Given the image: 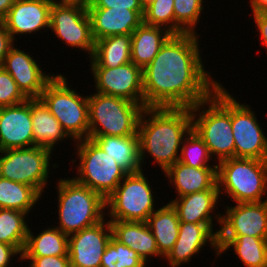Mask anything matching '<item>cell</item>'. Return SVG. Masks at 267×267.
<instances>
[{
	"mask_svg": "<svg viewBox=\"0 0 267 267\" xmlns=\"http://www.w3.org/2000/svg\"><path fill=\"white\" fill-rule=\"evenodd\" d=\"M204 0H174L175 34H197L202 11L205 10Z\"/></svg>",
	"mask_w": 267,
	"mask_h": 267,
	"instance_id": "cell-34",
	"label": "cell"
},
{
	"mask_svg": "<svg viewBox=\"0 0 267 267\" xmlns=\"http://www.w3.org/2000/svg\"><path fill=\"white\" fill-rule=\"evenodd\" d=\"M199 37L172 34L142 70L144 108H191L221 84L204 68Z\"/></svg>",
	"mask_w": 267,
	"mask_h": 267,
	"instance_id": "cell-1",
	"label": "cell"
},
{
	"mask_svg": "<svg viewBox=\"0 0 267 267\" xmlns=\"http://www.w3.org/2000/svg\"><path fill=\"white\" fill-rule=\"evenodd\" d=\"M57 181L59 223L55 227L69 236L105 219L106 200L100 194L78 183L73 177Z\"/></svg>",
	"mask_w": 267,
	"mask_h": 267,
	"instance_id": "cell-4",
	"label": "cell"
},
{
	"mask_svg": "<svg viewBox=\"0 0 267 267\" xmlns=\"http://www.w3.org/2000/svg\"><path fill=\"white\" fill-rule=\"evenodd\" d=\"M131 62V34L113 35L96 40L90 67H109Z\"/></svg>",
	"mask_w": 267,
	"mask_h": 267,
	"instance_id": "cell-28",
	"label": "cell"
},
{
	"mask_svg": "<svg viewBox=\"0 0 267 267\" xmlns=\"http://www.w3.org/2000/svg\"><path fill=\"white\" fill-rule=\"evenodd\" d=\"M14 44L5 24L0 22V67H2L6 55Z\"/></svg>",
	"mask_w": 267,
	"mask_h": 267,
	"instance_id": "cell-41",
	"label": "cell"
},
{
	"mask_svg": "<svg viewBox=\"0 0 267 267\" xmlns=\"http://www.w3.org/2000/svg\"><path fill=\"white\" fill-rule=\"evenodd\" d=\"M219 258L227 250H234L245 267L267 266V238L247 235H218ZM233 247V248H232ZM231 248V249H230Z\"/></svg>",
	"mask_w": 267,
	"mask_h": 267,
	"instance_id": "cell-24",
	"label": "cell"
},
{
	"mask_svg": "<svg viewBox=\"0 0 267 267\" xmlns=\"http://www.w3.org/2000/svg\"><path fill=\"white\" fill-rule=\"evenodd\" d=\"M31 117L34 146L45 147L54 152L61 141H73L40 98L31 99Z\"/></svg>",
	"mask_w": 267,
	"mask_h": 267,
	"instance_id": "cell-25",
	"label": "cell"
},
{
	"mask_svg": "<svg viewBox=\"0 0 267 267\" xmlns=\"http://www.w3.org/2000/svg\"><path fill=\"white\" fill-rule=\"evenodd\" d=\"M26 217L27 213L0 208V242L14 246L21 254L29 228Z\"/></svg>",
	"mask_w": 267,
	"mask_h": 267,
	"instance_id": "cell-32",
	"label": "cell"
},
{
	"mask_svg": "<svg viewBox=\"0 0 267 267\" xmlns=\"http://www.w3.org/2000/svg\"><path fill=\"white\" fill-rule=\"evenodd\" d=\"M171 188H176L177 197L207 189H218L217 167H191L177 161L164 173Z\"/></svg>",
	"mask_w": 267,
	"mask_h": 267,
	"instance_id": "cell-22",
	"label": "cell"
},
{
	"mask_svg": "<svg viewBox=\"0 0 267 267\" xmlns=\"http://www.w3.org/2000/svg\"><path fill=\"white\" fill-rule=\"evenodd\" d=\"M19 255V257H18ZM21 253L12 245H8L0 242V267H12V261H21ZM16 256V258H14ZM13 259V260H12Z\"/></svg>",
	"mask_w": 267,
	"mask_h": 267,
	"instance_id": "cell-40",
	"label": "cell"
},
{
	"mask_svg": "<svg viewBox=\"0 0 267 267\" xmlns=\"http://www.w3.org/2000/svg\"><path fill=\"white\" fill-rule=\"evenodd\" d=\"M174 0H154L144 7L143 23L175 34Z\"/></svg>",
	"mask_w": 267,
	"mask_h": 267,
	"instance_id": "cell-36",
	"label": "cell"
},
{
	"mask_svg": "<svg viewBox=\"0 0 267 267\" xmlns=\"http://www.w3.org/2000/svg\"><path fill=\"white\" fill-rule=\"evenodd\" d=\"M213 227L214 224L180 222L179 235L174 247L164 257L168 261V266L180 267L188 264L194 255L201 253L204 250L203 247L205 248L209 244L217 258L219 256V229Z\"/></svg>",
	"mask_w": 267,
	"mask_h": 267,
	"instance_id": "cell-15",
	"label": "cell"
},
{
	"mask_svg": "<svg viewBox=\"0 0 267 267\" xmlns=\"http://www.w3.org/2000/svg\"><path fill=\"white\" fill-rule=\"evenodd\" d=\"M21 261L28 267H71L69 256L21 257Z\"/></svg>",
	"mask_w": 267,
	"mask_h": 267,
	"instance_id": "cell-39",
	"label": "cell"
},
{
	"mask_svg": "<svg viewBox=\"0 0 267 267\" xmlns=\"http://www.w3.org/2000/svg\"><path fill=\"white\" fill-rule=\"evenodd\" d=\"M68 1H82V2H88L89 0H68Z\"/></svg>",
	"mask_w": 267,
	"mask_h": 267,
	"instance_id": "cell-46",
	"label": "cell"
},
{
	"mask_svg": "<svg viewBox=\"0 0 267 267\" xmlns=\"http://www.w3.org/2000/svg\"><path fill=\"white\" fill-rule=\"evenodd\" d=\"M147 224L156 240L159 253L165 257L174 247L179 235L180 220L177 211L167 202L148 217Z\"/></svg>",
	"mask_w": 267,
	"mask_h": 267,
	"instance_id": "cell-29",
	"label": "cell"
},
{
	"mask_svg": "<svg viewBox=\"0 0 267 267\" xmlns=\"http://www.w3.org/2000/svg\"><path fill=\"white\" fill-rule=\"evenodd\" d=\"M171 35L165 28L142 22L131 34V62L143 70Z\"/></svg>",
	"mask_w": 267,
	"mask_h": 267,
	"instance_id": "cell-27",
	"label": "cell"
},
{
	"mask_svg": "<svg viewBox=\"0 0 267 267\" xmlns=\"http://www.w3.org/2000/svg\"><path fill=\"white\" fill-rule=\"evenodd\" d=\"M52 155L50 149L40 146L0 151V177L34 187L44 195L52 174L50 165L53 170L59 167L57 162L51 164Z\"/></svg>",
	"mask_w": 267,
	"mask_h": 267,
	"instance_id": "cell-10",
	"label": "cell"
},
{
	"mask_svg": "<svg viewBox=\"0 0 267 267\" xmlns=\"http://www.w3.org/2000/svg\"><path fill=\"white\" fill-rule=\"evenodd\" d=\"M112 236L133 249L149 267L151 258L164 257L157 249L156 240L147 224V222L109 220ZM150 258V259H149Z\"/></svg>",
	"mask_w": 267,
	"mask_h": 267,
	"instance_id": "cell-23",
	"label": "cell"
},
{
	"mask_svg": "<svg viewBox=\"0 0 267 267\" xmlns=\"http://www.w3.org/2000/svg\"><path fill=\"white\" fill-rule=\"evenodd\" d=\"M246 104V105H245ZM231 94V125L235 158L267 160V135L257 121L255 111Z\"/></svg>",
	"mask_w": 267,
	"mask_h": 267,
	"instance_id": "cell-12",
	"label": "cell"
},
{
	"mask_svg": "<svg viewBox=\"0 0 267 267\" xmlns=\"http://www.w3.org/2000/svg\"><path fill=\"white\" fill-rule=\"evenodd\" d=\"M13 45L6 55L2 67L12 76L22 93L28 98H40L48 82L56 75L46 74L42 64L24 49ZM25 51V52H24Z\"/></svg>",
	"mask_w": 267,
	"mask_h": 267,
	"instance_id": "cell-17",
	"label": "cell"
},
{
	"mask_svg": "<svg viewBox=\"0 0 267 267\" xmlns=\"http://www.w3.org/2000/svg\"><path fill=\"white\" fill-rule=\"evenodd\" d=\"M154 0H140L143 7L147 6L149 3H151Z\"/></svg>",
	"mask_w": 267,
	"mask_h": 267,
	"instance_id": "cell-45",
	"label": "cell"
},
{
	"mask_svg": "<svg viewBox=\"0 0 267 267\" xmlns=\"http://www.w3.org/2000/svg\"><path fill=\"white\" fill-rule=\"evenodd\" d=\"M28 98L22 93L12 76L0 67V107L17 105Z\"/></svg>",
	"mask_w": 267,
	"mask_h": 267,
	"instance_id": "cell-37",
	"label": "cell"
},
{
	"mask_svg": "<svg viewBox=\"0 0 267 267\" xmlns=\"http://www.w3.org/2000/svg\"><path fill=\"white\" fill-rule=\"evenodd\" d=\"M256 30L259 32L261 44L267 49V12H257L253 14ZM267 52V50H266Z\"/></svg>",
	"mask_w": 267,
	"mask_h": 267,
	"instance_id": "cell-42",
	"label": "cell"
},
{
	"mask_svg": "<svg viewBox=\"0 0 267 267\" xmlns=\"http://www.w3.org/2000/svg\"><path fill=\"white\" fill-rule=\"evenodd\" d=\"M49 29L67 47L88 52L91 58L95 41L86 2L54 0L50 8Z\"/></svg>",
	"mask_w": 267,
	"mask_h": 267,
	"instance_id": "cell-11",
	"label": "cell"
},
{
	"mask_svg": "<svg viewBox=\"0 0 267 267\" xmlns=\"http://www.w3.org/2000/svg\"><path fill=\"white\" fill-rule=\"evenodd\" d=\"M251 7V14L257 12H267V0H249Z\"/></svg>",
	"mask_w": 267,
	"mask_h": 267,
	"instance_id": "cell-43",
	"label": "cell"
},
{
	"mask_svg": "<svg viewBox=\"0 0 267 267\" xmlns=\"http://www.w3.org/2000/svg\"><path fill=\"white\" fill-rule=\"evenodd\" d=\"M191 115L192 128L203 139L214 161L217 160L218 163L228 158H235L231 125V93L222 83L207 99L191 107Z\"/></svg>",
	"mask_w": 267,
	"mask_h": 267,
	"instance_id": "cell-3",
	"label": "cell"
},
{
	"mask_svg": "<svg viewBox=\"0 0 267 267\" xmlns=\"http://www.w3.org/2000/svg\"><path fill=\"white\" fill-rule=\"evenodd\" d=\"M112 237L109 220L82 229L68 236L71 267H100L102 255Z\"/></svg>",
	"mask_w": 267,
	"mask_h": 267,
	"instance_id": "cell-14",
	"label": "cell"
},
{
	"mask_svg": "<svg viewBox=\"0 0 267 267\" xmlns=\"http://www.w3.org/2000/svg\"><path fill=\"white\" fill-rule=\"evenodd\" d=\"M94 90L109 96L122 97L144 107L142 69L133 62L109 67H90Z\"/></svg>",
	"mask_w": 267,
	"mask_h": 267,
	"instance_id": "cell-13",
	"label": "cell"
},
{
	"mask_svg": "<svg viewBox=\"0 0 267 267\" xmlns=\"http://www.w3.org/2000/svg\"><path fill=\"white\" fill-rule=\"evenodd\" d=\"M31 99L0 107V151L34 146Z\"/></svg>",
	"mask_w": 267,
	"mask_h": 267,
	"instance_id": "cell-18",
	"label": "cell"
},
{
	"mask_svg": "<svg viewBox=\"0 0 267 267\" xmlns=\"http://www.w3.org/2000/svg\"><path fill=\"white\" fill-rule=\"evenodd\" d=\"M128 174L142 171L138 135L88 136Z\"/></svg>",
	"mask_w": 267,
	"mask_h": 267,
	"instance_id": "cell-26",
	"label": "cell"
},
{
	"mask_svg": "<svg viewBox=\"0 0 267 267\" xmlns=\"http://www.w3.org/2000/svg\"><path fill=\"white\" fill-rule=\"evenodd\" d=\"M74 145L76 155L71 160L72 165L77 155L79 161L75 164L77 175L73 179L106 200L128 173L92 139L79 140Z\"/></svg>",
	"mask_w": 267,
	"mask_h": 267,
	"instance_id": "cell-8",
	"label": "cell"
},
{
	"mask_svg": "<svg viewBox=\"0 0 267 267\" xmlns=\"http://www.w3.org/2000/svg\"><path fill=\"white\" fill-rule=\"evenodd\" d=\"M100 267H147V264L137 252L112 236L102 255Z\"/></svg>",
	"mask_w": 267,
	"mask_h": 267,
	"instance_id": "cell-35",
	"label": "cell"
},
{
	"mask_svg": "<svg viewBox=\"0 0 267 267\" xmlns=\"http://www.w3.org/2000/svg\"><path fill=\"white\" fill-rule=\"evenodd\" d=\"M212 160L208 147L192 128L182 142L178 161L194 168L217 167V163H209Z\"/></svg>",
	"mask_w": 267,
	"mask_h": 267,
	"instance_id": "cell-33",
	"label": "cell"
},
{
	"mask_svg": "<svg viewBox=\"0 0 267 267\" xmlns=\"http://www.w3.org/2000/svg\"><path fill=\"white\" fill-rule=\"evenodd\" d=\"M220 199L218 189H207L176 197L169 202L177 211L180 222L196 224H214L218 222L217 225L219 224L218 227H220L222 214L219 213L217 208ZM215 209L218 210V213ZM213 219H215V222Z\"/></svg>",
	"mask_w": 267,
	"mask_h": 267,
	"instance_id": "cell-20",
	"label": "cell"
},
{
	"mask_svg": "<svg viewBox=\"0 0 267 267\" xmlns=\"http://www.w3.org/2000/svg\"><path fill=\"white\" fill-rule=\"evenodd\" d=\"M217 185L220 198L227 194L235 203L267 201V160H222L217 164Z\"/></svg>",
	"mask_w": 267,
	"mask_h": 267,
	"instance_id": "cell-5",
	"label": "cell"
},
{
	"mask_svg": "<svg viewBox=\"0 0 267 267\" xmlns=\"http://www.w3.org/2000/svg\"><path fill=\"white\" fill-rule=\"evenodd\" d=\"M87 8H126L136 11L142 18L144 7L140 0H89Z\"/></svg>",
	"mask_w": 267,
	"mask_h": 267,
	"instance_id": "cell-38",
	"label": "cell"
},
{
	"mask_svg": "<svg viewBox=\"0 0 267 267\" xmlns=\"http://www.w3.org/2000/svg\"><path fill=\"white\" fill-rule=\"evenodd\" d=\"M65 74L55 75L45 86L40 99L59 121L73 142L88 138V96L68 85Z\"/></svg>",
	"mask_w": 267,
	"mask_h": 267,
	"instance_id": "cell-7",
	"label": "cell"
},
{
	"mask_svg": "<svg viewBox=\"0 0 267 267\" xmlns=\"http://www.w3.org/2000/svg\"><path fill=\"white\" fill-rule=\"evenodd\" d=\"M53 2L54 0H15L2 21L13 41L17 42V36L20 35L40 33L42 29L50 30V8Z\"/></svg>",
	"mask_w": 267,
	"mask_h": 267,
	"instance_id": "cell-19",
	"label": "cell"
},
{
	"mask_svg": "<svg viewBox=\"0 0 267 267\" xmlns=\"http://www.w3.org/2000/svg\"><path fill=\"white\" fill-rule=\"evenodd\" d=\"M42 195L31 186L0 177V208L30 214Z\"/></svg>",
	"mask_w": 267,
	"mask_h": 267,
	"instance_id": "cell-31",
	"label": "cell"
},
{
	"mask_svg": "<svg viewBox=\"0 0 267 267\" xmlns=\"http://www.w3.org/2000/svg\"><path fill=\"white\" fill-rule=\"evenodd\" d=\"M191 129V108L145 107L137 132L142 170L148 156L163 173L174 165L179 159L182 142Z\"/></svg>",
	"mask_w": 267,
	"mask_h": 267,
	"instance_id": "cell-2",
	"label": "cell"
},
{
	"mask_svg": "<svg viewBox=\"0 0 267 267\" xmlns=\"http://www.w3.org/2000/svg\"><path fill=\"white\" fill-rule=\"evenodd\" d=\"M94 41L113 35L132 34L143 22L134 10L126 8H87Z\"/></svg>",
	"mask_w": 267,
	"mask_h": 267,
	"instance_id": "cell-21",
	"label": "cell"
},
{
	"mask_svg": "<svg viewBox=\"0 0 267 267\" xmlns=\"http://www.w3.org/2000/svg\"><path fill=\"white\" fill-rule=\"evenodd\" d=\"M31 229L28 228L21 257L69 256L68 235L57 227H45L37 235Z\"/></svg>",
	"mask_w": 267,
	"mask_h": 267,
	"instance_id": "cell-30",
	"label": "cell"
},
{
	"mask_svg": "<svg viewBox=\"0 0 267 267\" xmlns=\"http://www.w3.org/2000/svg\"><path fill=\"white\" fill-rule=\"evenodd\" d=\"M226 205L218 235L267 238V201Z\"/></svg>",
	"mask_w": 267,
	"mask_h": 267,
	"instance_id": "cell-16",
	"label": "cell"
},
{
	"mask_svg": "<svg viewBox=\"0 0 267 267\" xmlns=\"http://www.w3.org/2000/svg\"><path fill=\"white\" fill-rule=\"evenodd\" d=\"M15 0H0V22H2L11 7L14 5Z\"/></svg>",
	"mask_w": 267,
	"mask_h": 267,
	"instance_id": "cell-44",
	"label": "cell"
},
{
	"mask_svg": "<svg viewBox=\"0 0 267 267\" xmlns=\"http://www.w3.org/2000/svg\"><path fill=\"white\" fill-rule=\"evenodd\" d=\"M143 172L127 174L106 199L108 220L147 222L157 209L155 188H151V182Z\"/></svg>",
	"mask_w": 267,
	"mask_h": 267,
	"instance_id": "cell-9",
	"label": "cell"
},
{
	"mask_svg": "<svg viewBox=\"0 0 267 267\" xmlns=\"http://www.w3.org/2000/svg\"><path fill=\"white\" fill-rule=\"evenodd\" d=\"M144 107L122 97L92 93L88 95V136L138 135Z\"/></svg>",
	"mask_w": 267,
	"mask_h": 267,
	"instance_id": "cell-6",
	"label": "cell"
}]
</instances>
